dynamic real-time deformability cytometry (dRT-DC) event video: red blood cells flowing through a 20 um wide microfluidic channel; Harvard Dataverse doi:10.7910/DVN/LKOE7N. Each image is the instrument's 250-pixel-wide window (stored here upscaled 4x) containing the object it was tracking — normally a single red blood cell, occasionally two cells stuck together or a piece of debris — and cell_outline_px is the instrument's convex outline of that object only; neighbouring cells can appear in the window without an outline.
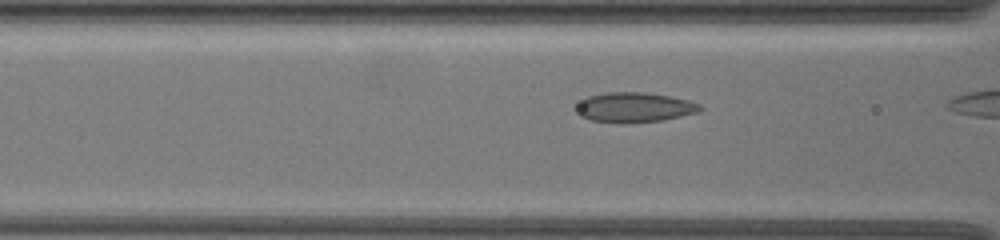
{"species": "common noctule bat (a hibernating species)", "species_latin": "Nyctalus noctula", "temperature_condition": "warm", "stored_images_in_passage": 7, "camera_frame_rate_fps": 3000, "um_per_image_px": 0.085, "animal": {"sex": "female", "body_mass_g": 19.5, "forearm_length_mm": 54.1}, "frame": {"image": 1, "passage_image": 5, "time_ms": 1.333, "image_size_px": [1000, 240], "cell_outline_px": [[704, 108], [696, 112], [664, 120], [624, 124], [620, 124], [592, 120], [580, 116], [576, 108], [588, 96], [604, 92], [644, 92], [672, 96], [688, 100], [700, 104]], "centroid_in_image_um": [53.94, 9.13], "position_along_channel_um": 112.7, "area_um2": 21.62}}